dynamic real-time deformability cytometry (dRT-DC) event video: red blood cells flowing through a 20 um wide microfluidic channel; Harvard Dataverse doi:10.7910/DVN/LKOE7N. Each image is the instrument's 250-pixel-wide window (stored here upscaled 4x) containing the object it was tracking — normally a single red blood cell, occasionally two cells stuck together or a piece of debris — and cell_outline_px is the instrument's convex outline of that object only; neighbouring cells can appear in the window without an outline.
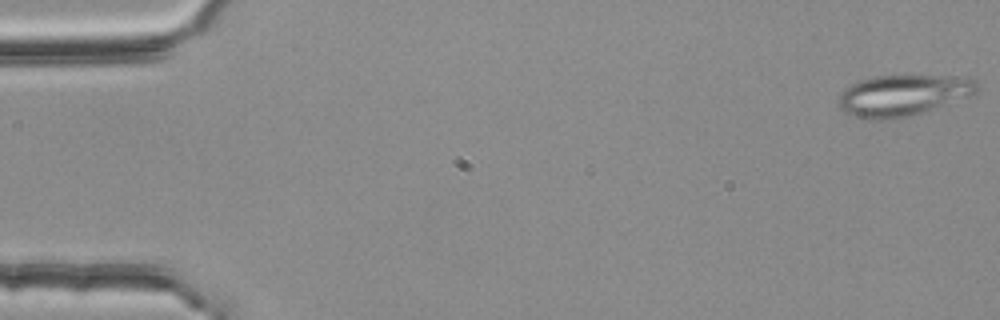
{"species": "common noctule bat (a hibernating species)", "species_latin": "Nyctalus noctula", "temperature_condition": "room temperature", "stored_images_in_passage": 54, "segment_of_instrument_passage": [1, 2], "camera_frame_rate_fps": 3000, "um_per_image_px": 0.085, "animal": {"sex": "female", "body_mass_g": 25.1}, "frame": {"image": 1, "passage_image": 1, "time_ms": 0.0, "image_size_px": [1000, 320], "cell_outline_px": [[980, 88], [976, 96], [928, 112], [888, 120], [864, 120], [844, 112], [836, 104], [836, 100], [840, 92], [844, 88], [860, 80], [876, 76], [972, 76], [980, 84]], "centroid_in_image_um": [76.85, 8.12], "position_along_channel_um": 8.2, "area_um2": 34.62}}